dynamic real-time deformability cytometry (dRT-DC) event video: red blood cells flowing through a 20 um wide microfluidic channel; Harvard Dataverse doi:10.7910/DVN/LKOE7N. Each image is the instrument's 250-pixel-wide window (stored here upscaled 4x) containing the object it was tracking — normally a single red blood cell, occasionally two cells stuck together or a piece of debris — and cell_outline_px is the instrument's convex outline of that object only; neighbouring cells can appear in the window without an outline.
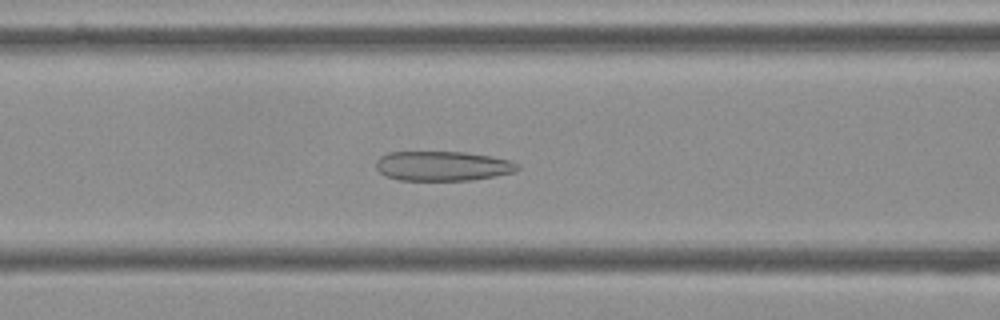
{"species": "Egyptian fruit bat (a non-hibernating species)", "species_latin": "Rousettus aegyptiacus", "temperature_condition": "cold", "stored_images_in_passage": 46, "camera_frame_rate_fps": 3000, "um_per_image_px": 0.085, "frame": {"image": 1, "passage_image": 13, "time_ms": 4.0, "image_size_px": [1000, 320], "cell_outline_px": [[520, 168], [516, 172], [496, 176], [472, 180], [400, 180], [384, 176], [376, 168], [376, 160], [380, 156], [388, 152], [464, 152], [492, 156], [512, 160], [520, 164]], "centroid_in_image_um": [37.66, 14.11], "position_along_channel_um": 128.9, "area_um2": 24.8}}
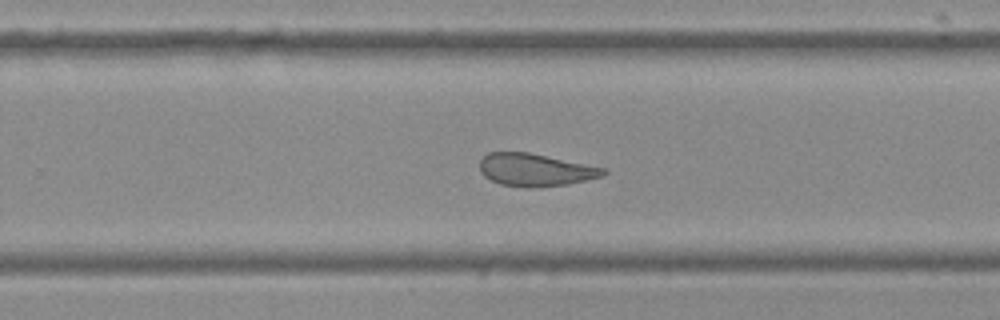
{"frame": {"image": 2, "passage_image": 26, "time_ms": 8.333, "image_size_px": [1000, 320], "cell_outline_px": [[608, 172], [600, 176], [588, 180], [568, 184], [532, 188], [528, 188], [500, 184], [484, 176], [480, 172], [480, 160], [488, 152], [528, 152], [604, 168]], "centroid_in_image_um": [45.47, 14.44], "position_along_channel_um": 284.3, "area_um2": 23.35}}
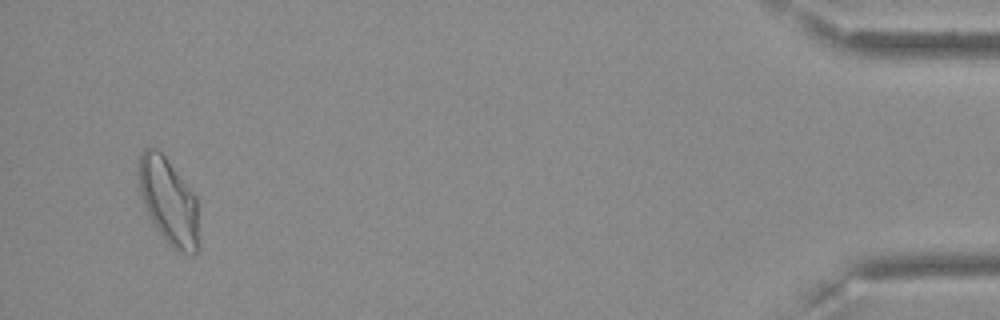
{"frame": {"image": 3, "passage_image": 44, "time_ms": 14.333, "image_size_px": [1000, 320], "cell_outline_px": [[200, 248], [192, 256], [188, 256], [172, 248], [148, 216], [140, 192], [136, 172], [140, 152], [144, 148], [156, 148], [164, 156], [196, 196], [200, 244]], "centroid_in_image_um": [14.34, 17.14], "position_along_channel_um": 420.9, "area_um2": 30.69}, "authors_computed_cell_mechanics": {"area_um2": 25.9233, "velocity_mm_per_s": 3.5897, "shape_relaxation_time_tau1_ms": null, "shape_relaxation_time_tau2_ms": 2.1324, "deformation_change_tau1": null, "deformation_change_tau2": 0.0941}}